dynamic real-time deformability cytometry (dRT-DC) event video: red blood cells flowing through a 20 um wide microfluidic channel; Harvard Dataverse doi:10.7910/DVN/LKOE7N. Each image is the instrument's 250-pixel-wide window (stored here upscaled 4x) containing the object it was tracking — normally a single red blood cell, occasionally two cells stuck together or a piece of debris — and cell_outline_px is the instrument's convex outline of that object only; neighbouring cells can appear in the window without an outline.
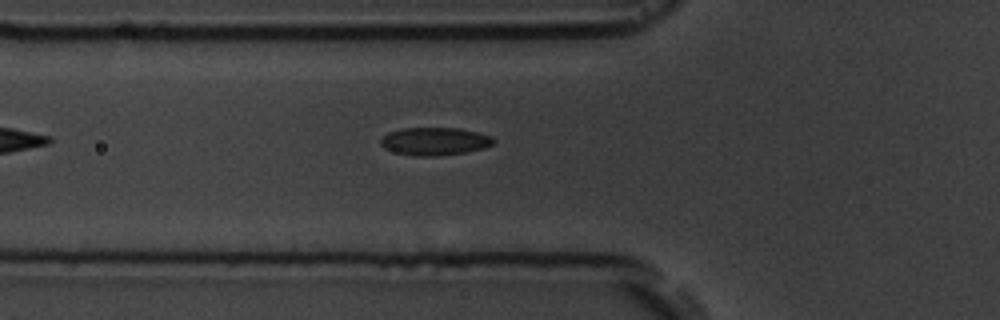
{"species": "common noctule bat (a hibernating species)", "species_latin": "Nyctalus noctula", "temperature_condition": "room temperature", "stored_images_in_passage": 6, "camera_frame_rate_fps": 3000, "um_per_image_px": 0.085, "animal": {"sex": "male", "body_mass_g": 19.5, "forearm_length_mm": 54.6}, "frame": {"image": 1, "passage_image": 6, "time_ms": 6.0, "image_size_px": [1000, 320], "cell_outline_px": [[496, 140], [492, 144], [484, 148], [464, 152], [436, 156], [412, 156], [396, 152], [384, 148], [380, 144], [380, 140], [388, 132], [400, 128], [460, 128], [492, 136]], "centroid_in_image_um": [36.93, 12.01], "position_along_channel_um": 88.9, "area_um2": 18.32}}